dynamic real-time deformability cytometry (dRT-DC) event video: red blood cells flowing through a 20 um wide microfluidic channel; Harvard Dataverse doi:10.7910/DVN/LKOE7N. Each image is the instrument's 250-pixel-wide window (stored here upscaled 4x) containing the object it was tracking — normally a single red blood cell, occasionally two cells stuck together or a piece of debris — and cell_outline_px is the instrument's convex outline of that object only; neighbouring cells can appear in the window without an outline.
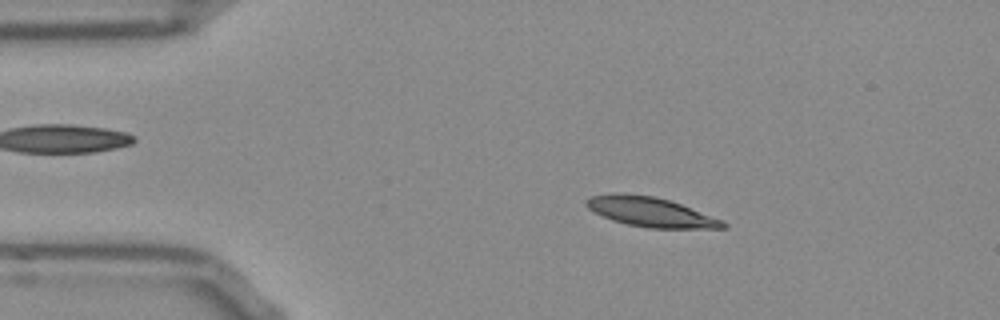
{"species": "Egyptian fruit bat (a non-hibernating species)", "species_latin": "Rousettus aegyptiacus", "temperature_condition": "room temperature", "stored_images_in_passage": 51, "camera_frame_rate_fps": 3000, "um_per_image_px": 0.085, "frame": {"image": 1, "passage_image": 8, "time_ms": 2.333, "image_size_px": [1000, 320], "cell_outline_px": [[728, 228], [648, 228], [628, 224], [612, 220], [588, 208], [584, 204], [584, 200], [592, 196], [656, 196], [680, 204], [724, 220], [728, 224]], "centroid_in_image_um": [55.41, 18.07], "position_along_channel_um": 29.6, "area_um2": 22.6}}
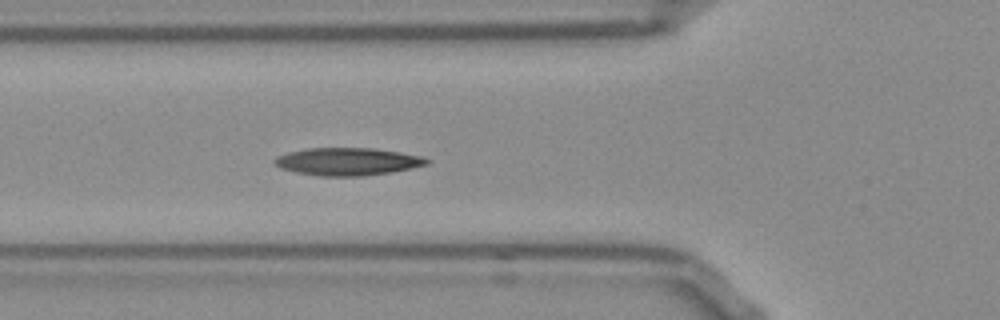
{"frame": {"image": 2, "passage_image": 17, "time_ms": 5.333, "image_size_px": [1000, 320], "cell_outline_px": [[432, 160], [428, 164], [392, 172], [364, 176], [320, 176], [296, 172], [280, 168], [272, 160], [276, 156], [288, 152], [308, 148], [376, 148], [424, 156]], "centroid_in_image_um": [29.57, 13.73], "position_along_channel_um": 96.2, "area_um2": 24.68}}
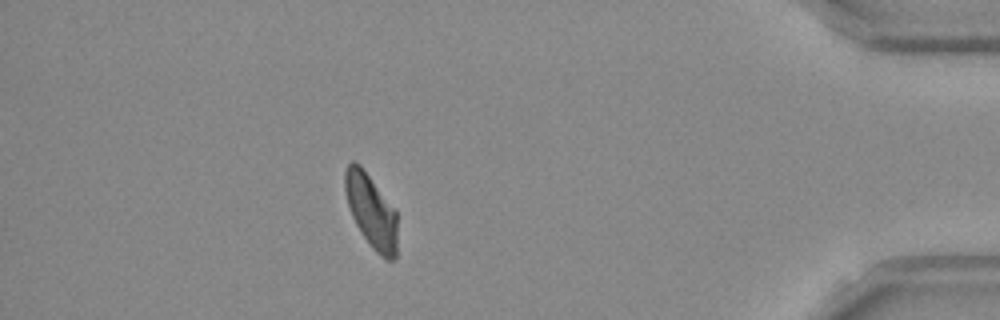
{"frame": {"image": 3, "passage_image": 45, "time_ms": 14.667, "image_size_px": [1000, 320], "cell_outline_px": [[396, 260], [384, 260], [372, 248], [360, 232], [352, 216], [344, 192], [344, 172], [348, 164], [352, 160], [360, 164], [396, 212]], "centroid_in_image_um": [31.52, 17.96], "position_along_channel_um": 403.7, "area_um2": 22.31}, "authors_computed_cell_mechanics": {"area_um2": 23.1778, "velocity_mm_per_s": 3.8257, "shape_relaxation_time_tau1_ms": 6.9834, "shape_relaxation_time_tau2_ms": 6.895, "deformation_change_tau1": 0.1735, "deformation_change_tau2": 0.1323}}